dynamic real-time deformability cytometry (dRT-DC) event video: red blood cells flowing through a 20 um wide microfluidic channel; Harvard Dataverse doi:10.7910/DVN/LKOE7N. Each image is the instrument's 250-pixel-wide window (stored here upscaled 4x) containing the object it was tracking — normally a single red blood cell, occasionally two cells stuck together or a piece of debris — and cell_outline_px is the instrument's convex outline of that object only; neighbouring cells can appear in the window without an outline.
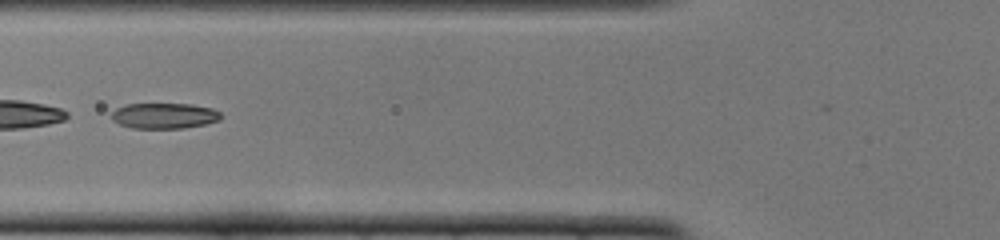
{"species": "common noctule bat (a hibernating species)", "species_latin": "Nyctalus noctula", "temperature_condition": "cold", "stored_images_in_passage": 40, "camera_frame_rate_fps": 3000, "um_per_image_px": 0.085, "animal": {"sex": "female", "body_mass_g": 22.0, "forearm_length_mm": 56.7}, "frame": {"image": 1, "passage_image": 12, "time_ms": 3.667, "image_size_px": [1000, 240], "cell_outline_px": [[224, 116], [220, 120], [204, 124], [184, 128], [132, 128], [120, 124], [112, 120], [112, 112], [116, 108], [124, 104], [192, 104], [212, 108], [220, 112]], "centroid_in_image_um": [13.98, 9.83], "position_along_channel_um": 111.8, "area_um2": 16.42}, "authors_computed_cell_mechanics": {"area_um2": 16.8776, "velocity_mm_per_s": 3.888, "shape_relaxation_time_tau1_ms": 5.6134, "shape_relaxation_time_tau2_ms": 2.0052, "deformation_change_tau1": 0.2029, "deformation_change_tau2": 0.0677}}